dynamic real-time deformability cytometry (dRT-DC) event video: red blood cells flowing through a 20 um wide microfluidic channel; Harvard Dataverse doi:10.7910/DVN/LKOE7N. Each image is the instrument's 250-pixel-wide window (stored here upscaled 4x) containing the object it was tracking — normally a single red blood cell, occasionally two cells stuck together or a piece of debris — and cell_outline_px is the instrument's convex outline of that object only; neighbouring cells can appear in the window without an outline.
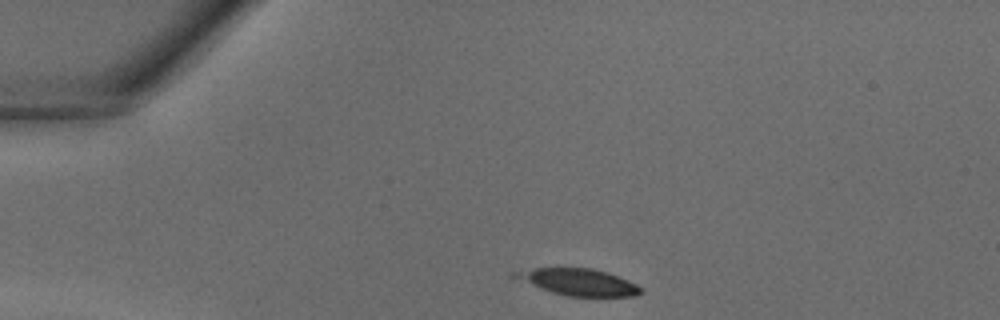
{"species": "common noctule bat (a hibernating species)", "species_latin": "Nyctalus noctula", "temperature_condition": "warm", "stored_images_in_passage": 18, "camera_frame_rate_fps": 3000, "um_per_image_px": 0.085, "animal": {"sex": "male", "body_mass_g": 18.8}, "frame": {"image": 1, "passage_image": 1, "time_ms": 0.0, "image_size_px": [1000, 320], "cell_outline_px": [[644, 292], [632, 296], [568, 296], [552, 292], [540, 288], [508, 276], [508, 272], [532, 268], [592, 268], [608, 272], [628, 280], [644, 288]], "centroid_in_image_um": [49.12, 23.96], "position_along_channel_um": 35.9, "area_um2": 19.77}}
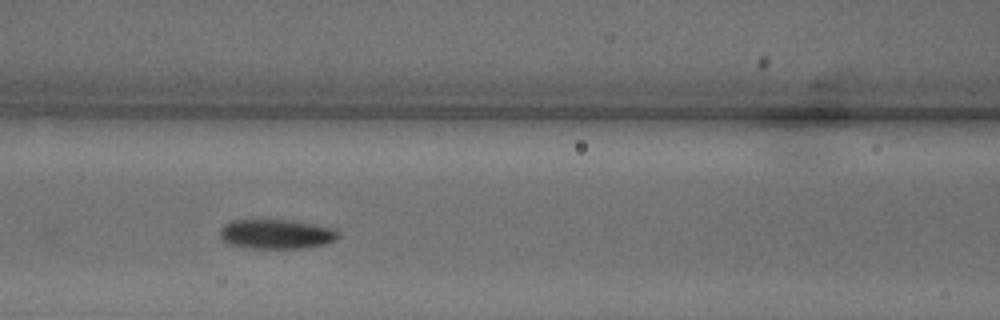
{"frame": {"image": 2, "passage_image": 10, "time_ms": 3.0, "image_size_px": [1000, 320], "cell_outline_px": [[340, 236], [336, 240], [324, 244], [308, 248], [248, 248], [228, 244], [220, 236], [220, 228], [224, 224], [232, 220], [284, 220], [332, 228], [340, 232]], "centroid_in_image_um": [23.47, 19.91], "position_along_channel_um": 143.1, "area_um2": 20.23}}
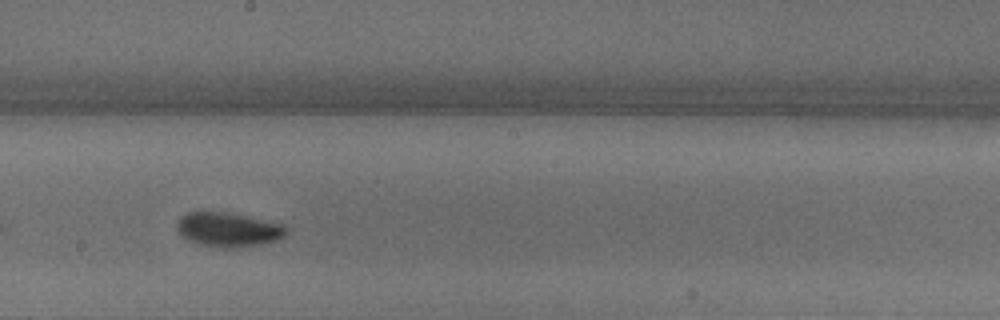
{"frame": {"image": 3, "passage_image": 15, "time_ms": 4.667, "image_size_px": [1000, 320], "cell_outline_px": [[288, 232], [284, 236], [276, 240], [260, 244], [228, 248], [224, 248], [200, 244], [184, 236], [180, 232], [176, 224], [180, 216], [188, 212], [224, 212], [284, 224], [288, 228]], "centroid_in_image_um": [19.43, 19.5], "position_along_channel_um": 228.8, "area_um2": 21.39}}